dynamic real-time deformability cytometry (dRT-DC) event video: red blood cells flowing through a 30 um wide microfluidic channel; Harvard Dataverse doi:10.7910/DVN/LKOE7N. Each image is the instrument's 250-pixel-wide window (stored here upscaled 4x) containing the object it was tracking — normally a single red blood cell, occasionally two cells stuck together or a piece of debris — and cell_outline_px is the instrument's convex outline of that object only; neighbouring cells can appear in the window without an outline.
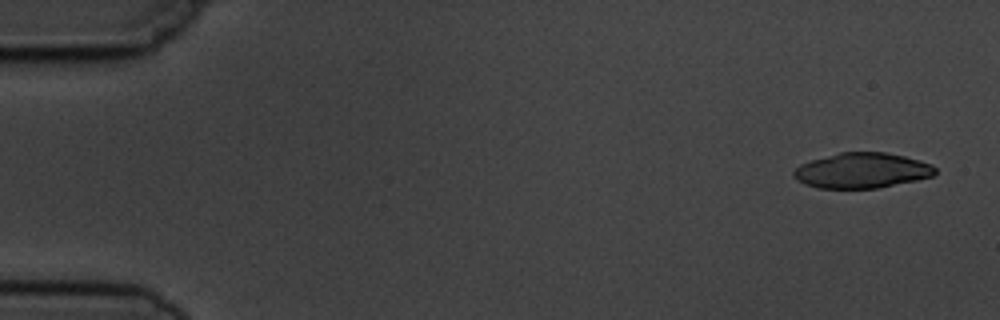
{"species": "common noctule bat (a hibernating species)", "species_latin": "Nyctalus noctula", "temperature_condition": "cold", "stored_images_in_passage": 4, "camera_frame_rate_fps": 3000, "um_per_image_px": 0.085, "animal": {"sex": "male", "body_mass_g": 19.5, "forearm_length_mm": 54.6}, "frame": {"image": 1, "passage_image": 1, "time_ms": 0.0, "image_size_px": [1000, 320], "cell_outline_px": [[936, 172], [932, 176], [916, 180], [876, 188], [816, 188], [804, 184], [792, 176], [792, 172], [800, 164], [812, 160], [840, 152], [884, 152], [904, 156], [920, 160], [932, 164], [936, 168]], "centroid_in_image_um": [73.25, 14.49], "position_along_channel_um": 11.7, "area_um2": 29.02}}